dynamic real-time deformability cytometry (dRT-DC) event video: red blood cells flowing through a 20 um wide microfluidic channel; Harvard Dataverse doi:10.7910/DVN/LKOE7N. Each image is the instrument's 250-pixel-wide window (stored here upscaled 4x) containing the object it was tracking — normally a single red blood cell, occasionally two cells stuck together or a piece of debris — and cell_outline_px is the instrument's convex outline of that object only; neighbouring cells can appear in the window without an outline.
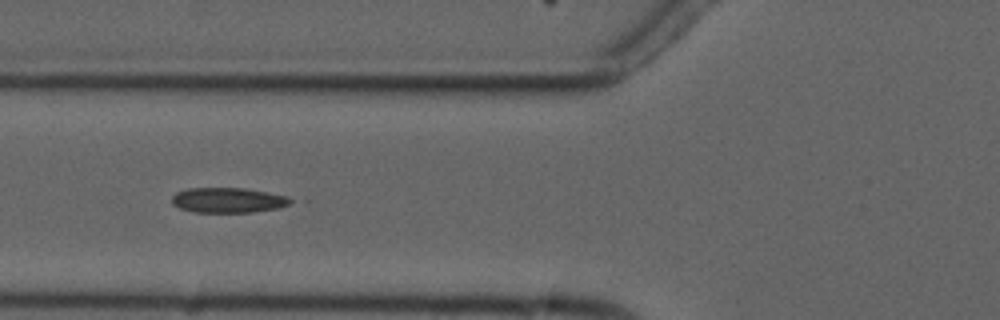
{"species": "common noctule bat (a hibernating species)", "species_latin": "Nyctalus noctula", "temperature_condition": "cold", "stored_images_in_passage": 9, "camera_frame_rate_fps": 3000, "um_per_image_px": 0.085, "animal": {"sex": "male", "forearm_length_mm": 52.5}, "frame": {"image": 1, "passage_image": 6, "time_ms": 6.0, "image_size_px": [1000, 320], "cell_outline_px": [[296, 200], [292, 204], [280, 208], [252, 212], [192, 212], [180, 208], [172, 204], [172, 196], [176, 192], [188, 188], [244, 188], [288, 196]], "centroid_in_image_um": [19.43, 17.02], "position_along_channel_um": 106.4, "area_um2": 17.57}}
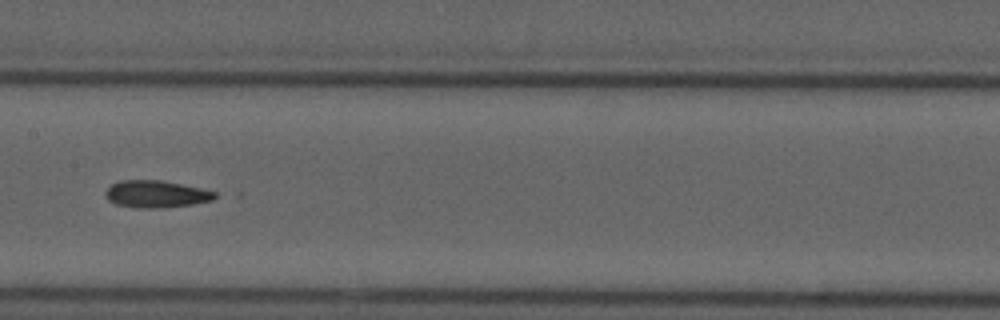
{"frame": {"image": 2, "passage_image": 8, "time_ms": 8.333, "image_size_px": [1000, 320], "cell_outline_px": [[220, 196], [212, 200], [192, 204], [156, 208], [140, 208], [116, 204], [108, 200], [104, 192], [112, 184], [120, 180], [160, 180], [200, 188], [216, 192]], "centroid_in_image_um": [13.27, 16.49], "position_along_channel_um": 194.1, "area_um2": 17.17}}
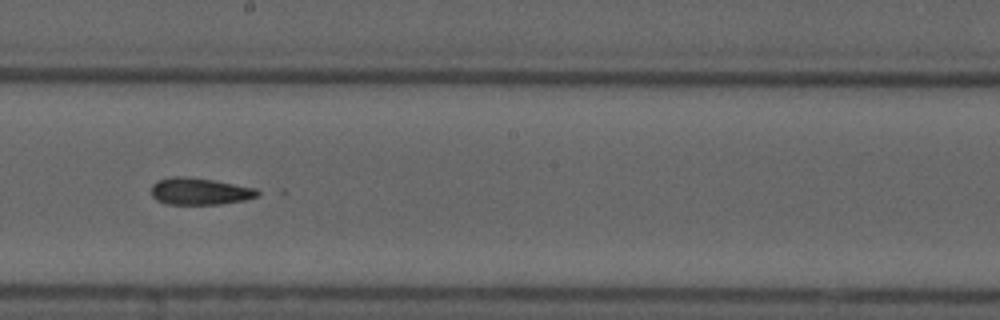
{"frame": {"image": 3, "passage_image": 9, "time_ms": 9.333, "image_size_px": [1000, 320], "cell_outline_px": [[264, 192], [260, 196], [244, 200], [220, 204], [168, 204], [156, 200], [152, 196], [152, 184], [156, 180], [168, 176], [184, 176], [212, 180], [256, 188]], "centroid_in_image_um": [16.99, 16.25], "position_along_channel_um": 231.2, "area_um2": 16.88}}